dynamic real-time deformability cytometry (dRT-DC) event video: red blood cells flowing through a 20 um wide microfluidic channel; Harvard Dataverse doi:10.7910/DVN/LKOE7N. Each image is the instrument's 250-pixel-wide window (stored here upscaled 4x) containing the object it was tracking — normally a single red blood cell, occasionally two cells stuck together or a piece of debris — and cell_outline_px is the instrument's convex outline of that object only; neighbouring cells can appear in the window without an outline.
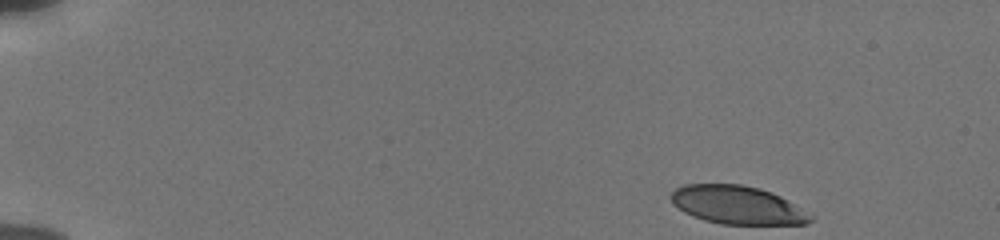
{"species": "human", "species_latin": "Homo sapiens", "temperature_condition": "cold", "stored_images_in_passage": 49, "camera_frame_rate_fps": 3000, "um_per_image_px": 0.085, "donor": {"sex": "male"}, "frame": {"image": 1, "passage_image": 1, "time_ms": 0.0, "image_size_px": [1000, 240], "cell_outline_px": [[816, 216], [808, 224], [720, 224], [704, 220], [692, 216], [684, 212], [672, 204], [672, 192], [676, 188], [684, 184], [740, 184], [760, 188], [780, 196]], "centroid_in_image_um": [62.7, 17.43], "position_along_channel_um": 22.3, "area_um2": 31.21}}
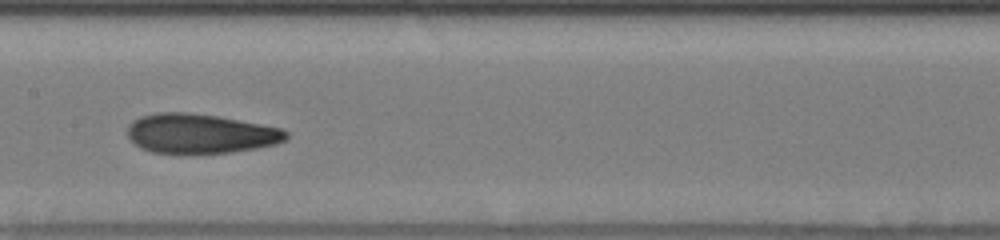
{"frame": {"image": 2, "passage_image": 24, "time_ms": 7.667, "image_size_px": [1000, 240], "cell_outline_px": [[288, 136], [284, 140], [276, 144], [256, 148], [232, 152], [152, 152], [140, 148], [128, 136], [128, 124], [132, 120], [140, 116], [156, 112], [188, 112], [216, 116], [260, 124], [280, 128], [288, 132]], "centroid_in_image_um": [17.0, 11.33], "position_along_channel_um": 190.4, "area_um2": 36.13}}
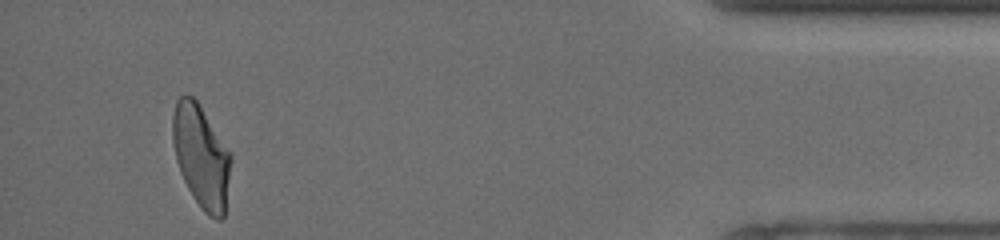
{"frame": {"image": 3, "passage_image": 46, "time_ms": 15.0, "image_size_px": [1000, 240], "cell_outline_px": [[232, 160], [224, 216], [220, 220], [216, 220], [208, 216], [204, 212], [192, 196], [180, 172], [176, 160], [172, 140], [172, 116], [176, 100], [184, 92], [192, 96], [196, 100], [232, 156]], "centroid_in_image_um": [17.09, 13.3], "position_along_channel_um": 418.1, "area_um2": 34.85}, "authors_computed_cell_mechanics": {"area_um2": 35.7204, "velocity_mm_per_s": 3.8429, "shape_relaxation_time_tau1_ms": 7.6914, "shape_relaxation_time_tau2_ms": 2.2585, "deformation_change_tau1": 0.2172, "deformation_change_tau2": 0.0879}}